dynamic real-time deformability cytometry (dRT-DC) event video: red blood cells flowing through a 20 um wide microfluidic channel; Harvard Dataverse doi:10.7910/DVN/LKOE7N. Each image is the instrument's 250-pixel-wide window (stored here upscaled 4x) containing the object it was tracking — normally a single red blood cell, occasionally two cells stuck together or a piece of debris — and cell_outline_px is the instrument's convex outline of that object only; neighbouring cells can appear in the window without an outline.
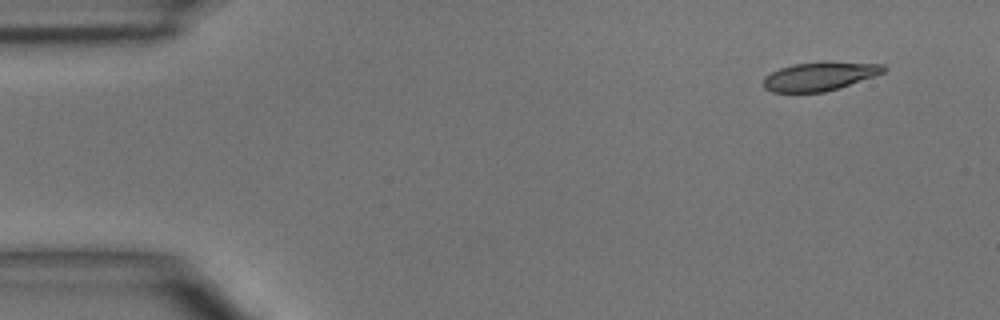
{"species": "common noctule bat (a hibernating species)", "species_latin": "Nyctalus noctula", "temperature_condition": "room temperature", "stored_images_in_passage": 4, "camera_frame_rate_fps": 3000, "um_per_image_px": 0.085, "animal": {"sex": "male", "body_mass_g": 15.6}, "frame": {"image": 1, "passage_image": 1, "time_ms": 0.0, "image_size_px": [1000, 320], "cell_outline_px": [[888, 68], [884, 72], [840, 88], [824, 92], [772, 92], [764, 88], [764, 76], [780, 68], [792, 64], [884, 64]], "centroid_in_image_um": [69.61, 6.53], "position_along_channel_um": 15.4, "area_um2": 19.13}}